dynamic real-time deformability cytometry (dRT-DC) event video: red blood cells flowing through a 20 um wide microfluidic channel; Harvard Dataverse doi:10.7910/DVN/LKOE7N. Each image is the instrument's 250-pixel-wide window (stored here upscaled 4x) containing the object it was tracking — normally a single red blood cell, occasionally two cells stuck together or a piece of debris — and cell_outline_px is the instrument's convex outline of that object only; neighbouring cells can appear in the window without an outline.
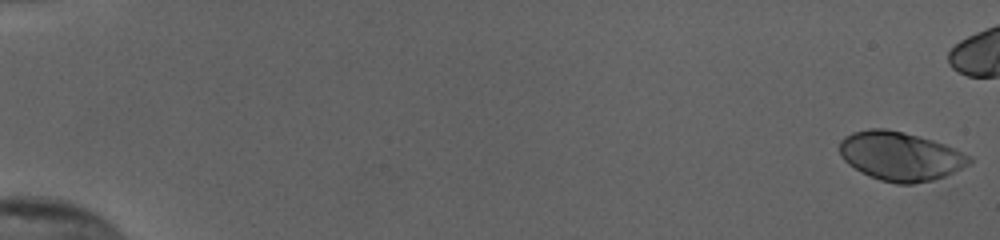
{"species": "human", "species_latin": "Homo sapiens", "temperature_condition": "cold", "stored_images_in_passage": 48, "camera_frame_rate_fps": 3000, "um_per_image_px": 0.085, "donor": {"sex": "female"}, "frame": {"image": 1, "passage_image": 1, "time_ms": 0.0, "image_size_px": [1000, 240], "cell_outline_px": [[972, 164], [944, 176], [932, 180], [912, 184], [896, 184], [880, 180], [868, 176], [860, 172], [848, 164], [840, 156], [840, 140], [844, 136], [852, 132], [868, 128], [884, 128], [904, 132], [932, 140], [944, 144], [972, 156]], "centroid_in_image_um": [76.51, 13.27], "position_along_channel_um": 8.5, "area_um2": 37.22}}
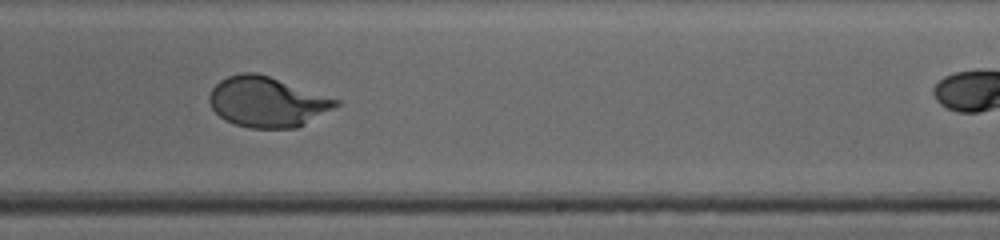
{"frame": {"image": 2, "passage_image": 36, "time_ms": 11.667, "image_size_px": [1000, 240], "cell_outline_px": [[340, 104], [304, 124], [296, 128], [252, 128], [236, 124], [224, 120], [212, 108], [208, 100], [208, 96], [212, 88], [220, 80], [228, 76], [244, 72], [256, 72], [340, 100]], "centroid_in_image_um": [22.67, 8.66], "position_along_channel_um": 266.3, "area_um2": 36.65}}
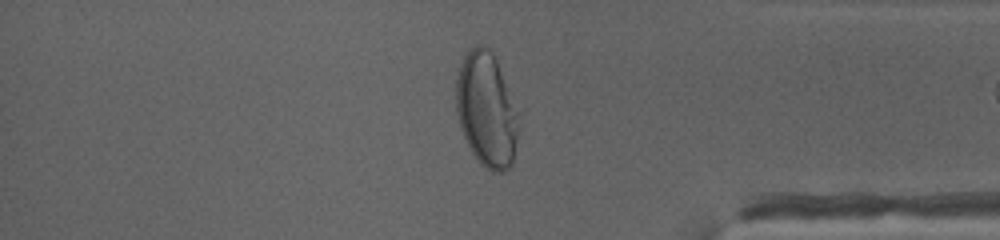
{"frame": {"image": 3, "passage_image": 47, "time_ms": 15.333, "image_size_px": [1000, 240], "cell_outline_px": [[524, 112], [512, 164], [504, 172], [492, 172], [480, 164], [472, 152], [460, 128], [456, 112], [456, 80], [460, 64], [468, 48], [476, 44], [480, 44], [488, 48], [492, 52], [524, 108]], "centroid_in_image_um": [41.46, 9.29], "position_along_channel_um": 393.7, "area_um2": 44.04}}